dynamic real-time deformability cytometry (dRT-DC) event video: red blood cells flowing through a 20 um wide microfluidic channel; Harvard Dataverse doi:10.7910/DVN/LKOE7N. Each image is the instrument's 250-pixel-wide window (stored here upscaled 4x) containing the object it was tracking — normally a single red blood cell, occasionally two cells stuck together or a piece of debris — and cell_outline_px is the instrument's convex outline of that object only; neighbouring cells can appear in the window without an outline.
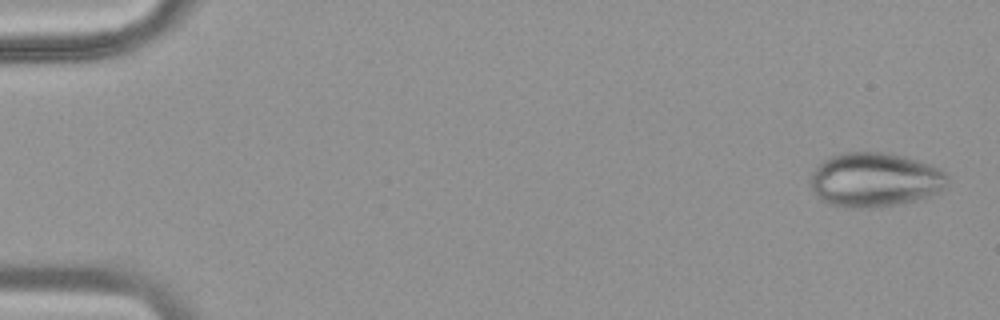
{"species": "common noctule bat (a hibernating species)", "species_latin": "Nyctalus noctula", "temperature_condition": "warm", "stored_images_in_passage": 49, "camera_frame_rate_fps": 3000, "um_per_image_px": 0.085, "animal": {"sex": "female", "body_mass_g": 18.4}, "frame": {"image": 1, "passage_image": 2, "time_ms": 0.333, "image_size_px": [1000, 320], "cell_outline_px": [[948, 184], [944, 188], [936, 192], [916, 200], [880, 208], [848, 208], [828, 204], [820, 200], [816, 196], [808, 180], [812, 172], [824, 160], [832, 156], [844, 152], [880, 152], [904, 156], [928, 164], [944, 172], [948, 176]], "centroid_in_image_um": [74.31, 15.3], "position_along_channel_um": 10.7, "area_um2": 43.47}}
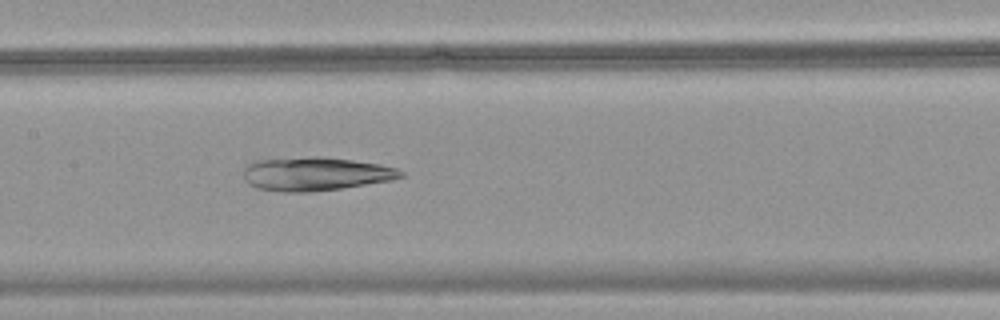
{"frame": {"image": 2, "passage_image": 25, "time_ms": 8.0, "image_size_px": [1000, 320], "cell_outline_px": [[404, 176], [392, 180], [340, 188], [312, 192], [284, 192], [256, 188], [248, 184], [244, 180], [244, 168], [248, 164], [256, 160], [316, 156], [320, 156], [352, 160], [380, 164], [396, 168], [404, 172]], "centroid_in_image_um": [26.8, 14.78], "position_along_channel_um": 180.6, "area_um2": 30.81}}
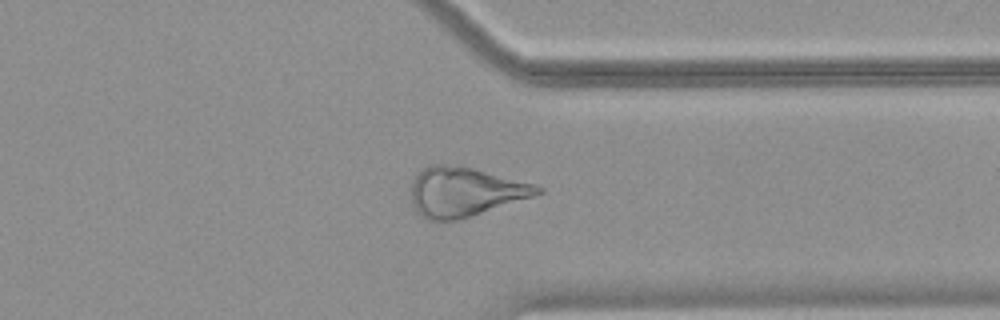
{"frame": {"image": 3, "passage_image": 39, "time_ms": 12.667, "image_size_px": [1000, 320], "cell_outline_px": [[544, 192], [532, 196], [444, 224], [428, 220], [420, 216], [412, 204], [412, 180], [428, 164], [448, 164], [472, 168], [536, 184], [544, 188]], "centroid_in_image_um": [39.46, 16.32], "position_along_channel_um": 371.9, "area_um2": 36.24}}